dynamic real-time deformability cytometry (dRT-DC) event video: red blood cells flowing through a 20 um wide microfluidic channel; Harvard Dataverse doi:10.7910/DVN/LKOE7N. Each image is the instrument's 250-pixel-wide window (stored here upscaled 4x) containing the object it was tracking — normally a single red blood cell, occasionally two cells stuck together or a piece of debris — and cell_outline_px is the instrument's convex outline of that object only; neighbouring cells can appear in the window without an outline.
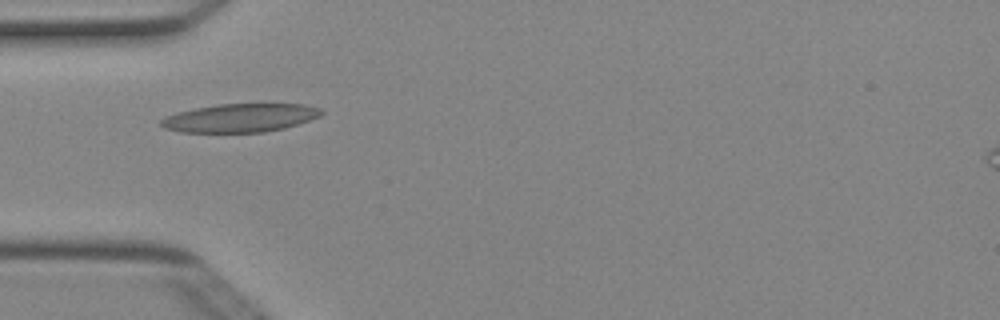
{"species": "Egyptian fruit bat (a non-hibernating species)", "species_latin": "Rousettus aegyptiacus", "temperature_condition": "cold", "stored_images_in_passage": 8, "camera_frame_rate_fps": 3000, "um_per_image_px": 0.085, "animal": {"sex": "female"}, "frame": {"image": 1, "passage_image": 5, "time_ms": 1.333, "image_size_px": [1000, 320], "cell_outline_px": [[324, 112], [320, 116], [284, 128], [264, 132], [180, 132], [164, 128], [160, 124], [160, 120], [176, 112], [196, 108], [220, 104], [304, 104], [320, 108]], "centroid_in_image_um": [20.41, 10.02], "position_along_channel_um": 64.6, "area_um2": 26.36}}
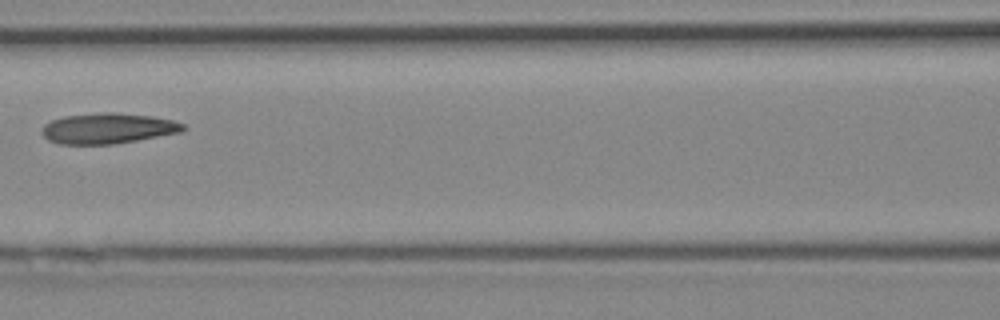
{"frame": {"image": 2, "passage_image": 7, "time_ms": 2.0, "image_size_px": [1000, 320], "cell_outline_px": [[188, 128], [180, 132], [136, 140], [112, 144], [60, 144], [48, 140], [40, 132], [44, 124], [52, 120], [64, 116], [100, 112], [112, 112], [152, 116], [172, 120], [184, 124]], "centroid_in_image_um": [9.15, 10.9], "position_along_channel_um": 157.5, "area_um2": 25.09}}
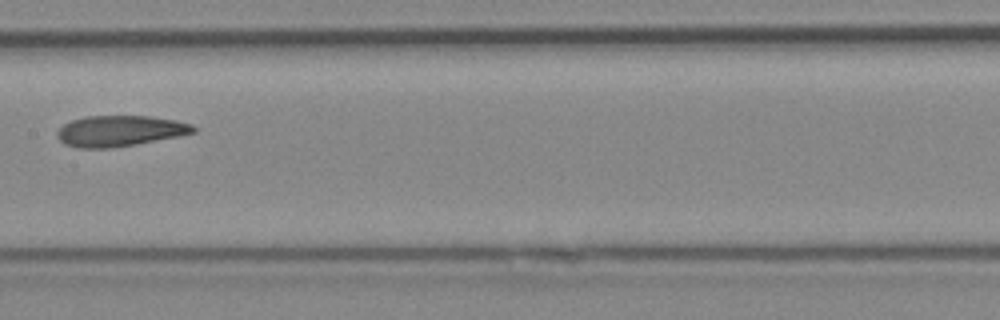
{"frame": {"image": 3, "passage_image": 8, "time_ms": 2.333, "image_size_px": [1000, 320], "cell_outline_px": [[196, 132], [180, 136], [136, 144], [112, 148], [76, 148], [64, 144], [56, 136], [56, 132], [64, 124], [72, 120], [84, 116], [148, 116], [176, 120], [192, 124], [196, 128]], "centroid_in_image_um": [10.18, 11.13], "position_along_channel_um": 197.2, "area_um2": 24.62}}